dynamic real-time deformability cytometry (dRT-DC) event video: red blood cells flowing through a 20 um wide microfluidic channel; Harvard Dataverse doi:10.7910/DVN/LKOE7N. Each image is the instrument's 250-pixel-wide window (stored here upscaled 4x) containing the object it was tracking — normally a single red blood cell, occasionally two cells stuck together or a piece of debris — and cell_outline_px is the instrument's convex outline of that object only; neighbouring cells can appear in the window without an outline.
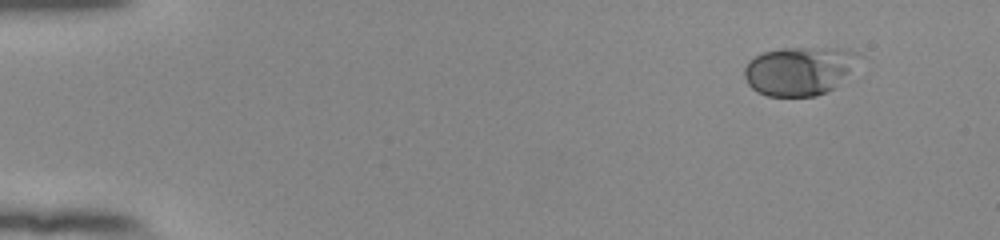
{"species": "human", "species_latin": "Homo sapiens", "temperature_condition": "room temperature", "stored_images_in_passage": 49, "camera_frame_rate_fps": 3000, "um_per_image_px": 0.085, "donor": {"sex": "female"}, "frame": {"image": 1, "passage_image": 1, "time_ms": 0.0, "image_size_px": [1000, 240], "cell_outline_px": [[856, 52], [848, 72], [832, 88], [816, 96], [768, 96], [756, 92], [748, 84], [744, 76], [744, 68], [748, 60], [764, 52], [780, 48], [840, 48]], "centroid_in_image_um": [67.8, 6.02], "position_along_channel_um": 17.2, "area_um2": 31.62}}
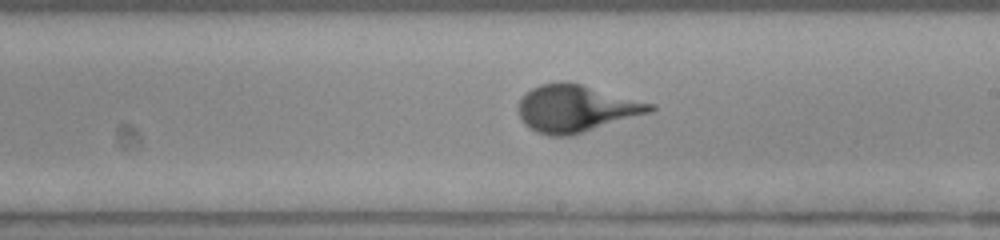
{"frame": {"image": 2, "passage_image": 28, "time_ms": 9.0, "image_size_px": [1000, 240], "cell_outline_px": [[656, 108], [652, 112], [572, 136], [548, 136], [536, 132], [528, 128], [524, 124], [520, 116], [520, 100], [532, 88], [540, 84], [568, 80], [656, 104]], "centroid_in_image_um": [49.01, 9.22], "position_along_channel_um": 240.0, "area_um2": 36.47}}
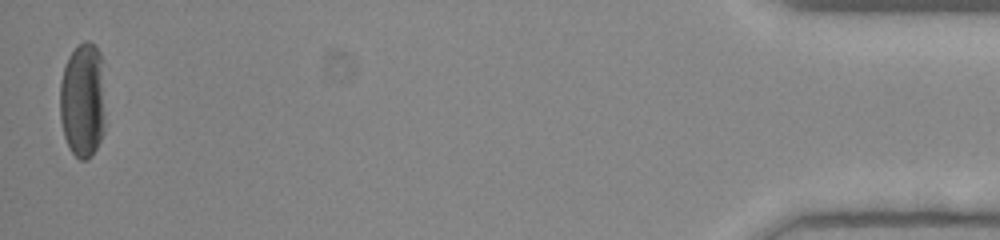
{"frame": {"image": 3, "passage_image": 49, "time_ms": 16.0, "image_size_px": [1000, 240], "cell_outline_px": [[104, 132], [92, 156], [88, 160], [80, 160], [68, 148], [64, 136], [60, 120], [60, 80], [64, 64], [68, 56], [84, 40], [88, 40], [100, 52], [104, 60]], "centroid_in_image_um": [7.04, 8.51], "position_along_channel_um": 428.2, "area_um2": 31.33}}